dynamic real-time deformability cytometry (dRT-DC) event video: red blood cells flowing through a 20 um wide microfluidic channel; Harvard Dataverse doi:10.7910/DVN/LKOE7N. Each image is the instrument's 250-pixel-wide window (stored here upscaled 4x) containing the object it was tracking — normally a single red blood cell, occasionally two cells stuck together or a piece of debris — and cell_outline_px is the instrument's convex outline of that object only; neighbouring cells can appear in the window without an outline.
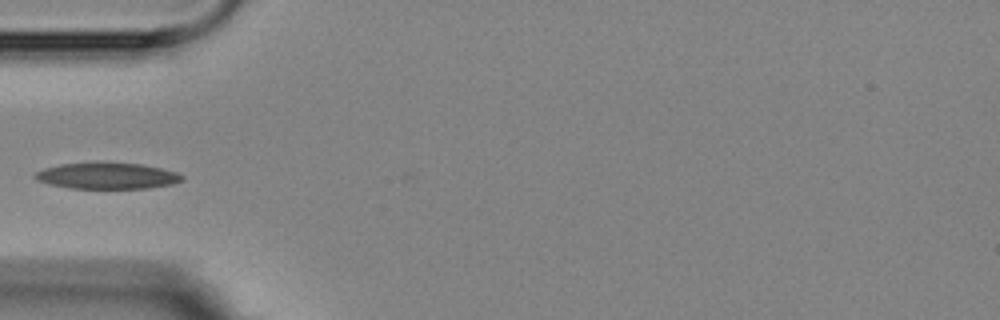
{"species": "Egyptian fruit bat (a non-hibernating species)", "species_latin": "Rousettus aegyptiacus", "temperature_condition": "room temperature", "stored_images_in_passage": 5, "camera_frame_rate_fps": 3000, "um_per_image_px": 0.085, "animal": {"sex": "female"}, "frame": {"image": 1, "passage_image": 3, "time_ms": 3.333, "image_size_px": [1000, 320], "cell_outline_px": [[184, 180], [172, 184], [148, 188], [72, 188], [48, 184], [36, 180], [32, 176], [36, 172], [44, 168], [60, 164], [96, 160], [104, 160], [140, 164], [160, 168], [176, 172], [184, 176]], "centroid_in_image_um": [9.07, 14.91], "position_along_channel_um": 75.9, "area_um2": 23.18}}
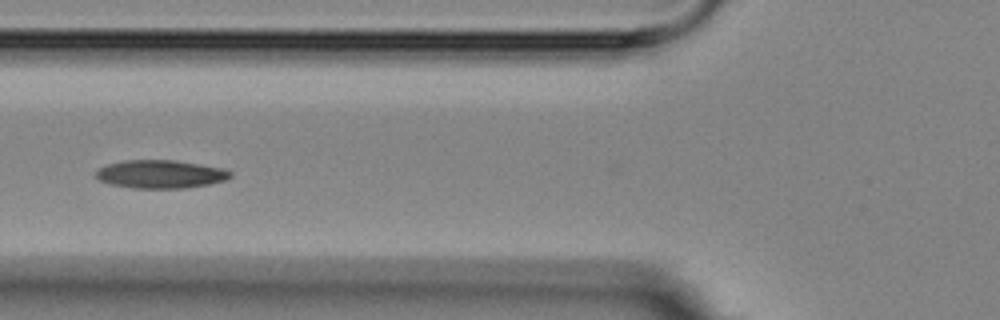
{"frame": {"image": 2, "passage_image": 4, "time_ms": 4.333, "image_size_px": [1000, 320], "cell_outline_px": [[232, 176], [228, 180], [208, 184], [184, 188], [132, 188], [108, 184], [100, 180], [96, 176], [96, 172], [100, 168], [108, 164], [124, 160], [176, 160], [224, 168], [232, 172]], "centroid_in_image_um": [13.68, 14.8], "position_along_channel_um": 112.1, "area_um2": 22.2}}
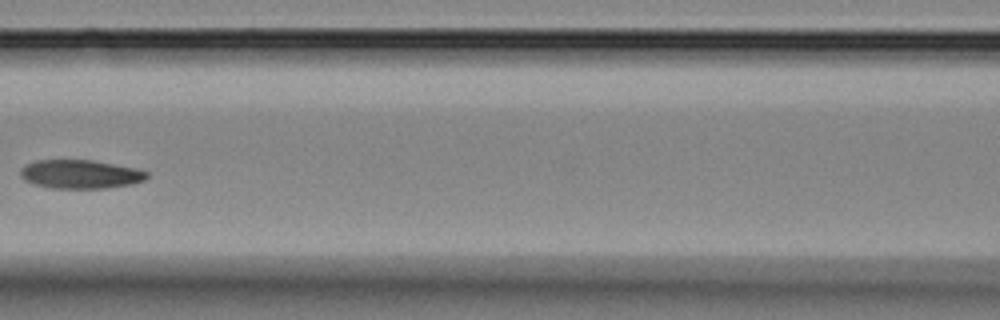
{"frame": {"image": 3, "passage_image": 5, "time_ms": 5.667, "image_size_px": [1000, 320], "cell_outline_px": [[148, 176], [144, 180], [132, 184], [104, 188], [52, 188], [32, 184], [24, 180], [20, 176], [20, 168], [36, 160], [92, 160], [136, 168], [148, 172]], "centroid_in_image_um": [6.81, 14.81], "position_along_channel_um": 159.8, "area_um2": 21.15}}